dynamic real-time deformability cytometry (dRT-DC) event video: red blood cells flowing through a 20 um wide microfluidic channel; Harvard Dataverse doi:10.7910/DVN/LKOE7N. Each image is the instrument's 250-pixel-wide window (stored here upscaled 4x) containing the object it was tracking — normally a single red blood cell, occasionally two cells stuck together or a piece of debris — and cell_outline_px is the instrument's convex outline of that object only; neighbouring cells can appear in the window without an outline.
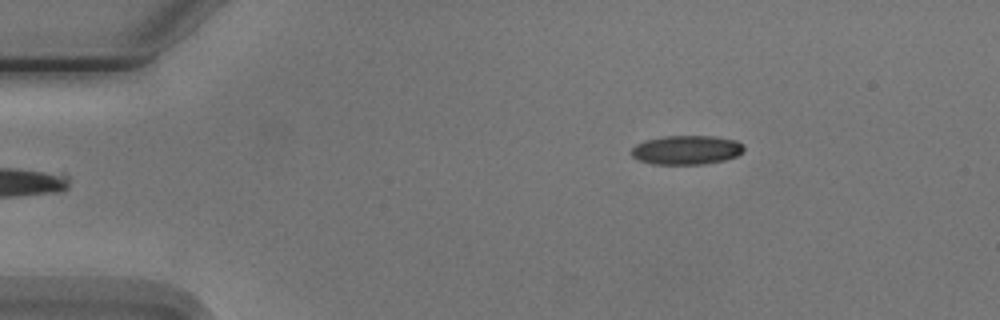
{"species": "Egyptian fruit bat (a non-hibernating species)", "species_latin": "Rousettus aegyptiacus", "temperature_condition": "cold", "stored_images_in_passage": 3, "camera_frame_rate_fps": 3000, "um_per_image_px": 0.085, "animal": {"sex": "male"}, "frame": {"image": 1, "passage_image": 3, "time_ms": 2.333, "image_size_px": [1000, 320], "cell_outline_px": [[744, 148], [736, 156], [724, 160], [704, 164], [652, 164], [640, 160], [632, 156], [632, 148], [636, 144], [644, 140], [664, 136], [716, 136], [736, 140], [744, 144]], "centroid_in_image_um": [58.35, 12.74], "position_along_channel_um": 26.6, "area_um2": 19.07}}